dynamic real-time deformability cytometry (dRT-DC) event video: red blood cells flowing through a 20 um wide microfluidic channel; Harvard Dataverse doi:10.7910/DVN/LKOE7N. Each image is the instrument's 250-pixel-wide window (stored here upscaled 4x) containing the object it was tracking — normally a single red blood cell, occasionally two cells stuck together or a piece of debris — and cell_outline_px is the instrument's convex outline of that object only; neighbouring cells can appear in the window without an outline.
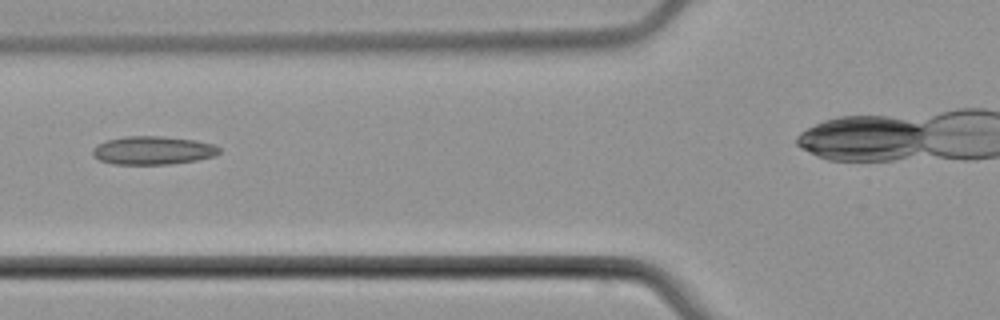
{"species": "common noctule bat (a hibernating species)", "species_latin": "Nyctalus noctula", "temperature_condition": "cold", "stored_images_in_passage": 5, "segment_of_instrument_passage": [1, 2], "camera_frame_rate_fps": 3000, "um_per_image_px": 0.085, "animal": {"sex": "male", "body_mass_g": 21.5, "forearm_length_mm": 52.0}, "frame": {"image": 1, "passage_image": 4, "time_ms": 3.667, "image_size_px": [1000, 320], "cell_outline_px": [[220, 152], [216, 156], [196, 160], [168, 164], [112, 164], [100, 160], [92, 156], [92, 148], [96, 144], [108, 140], [124, 136], [160, 136], [196, 140], [212, 144], [220, 148]], "centroid_in_image_um": [12.97, 12.78], "position_along_channel_um": 112.8, "area_um2": 20.98}}